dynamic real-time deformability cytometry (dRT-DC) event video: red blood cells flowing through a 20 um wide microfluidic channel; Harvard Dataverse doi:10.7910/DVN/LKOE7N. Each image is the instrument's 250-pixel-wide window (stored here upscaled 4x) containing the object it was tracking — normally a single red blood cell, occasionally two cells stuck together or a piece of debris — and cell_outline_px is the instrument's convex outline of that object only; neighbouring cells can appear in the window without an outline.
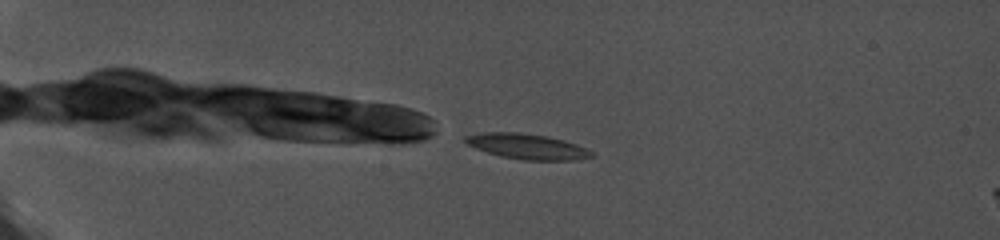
{"species": "common noctule bat (a hibernating species)", "species_latin": "Nyctalus noctula", "temperature_condition": "cold", "stored_images_in_passage": 66, "camera_frame_rate_fps": 5000, "um_per_image_px": 0.085, "animal": {"sex": "female", "body_mass_g": 19.0, "forearm_length_mm": 56.7}, "frame": {"image": 1, "passage_image": 1, "time_ms": 0.0, "image_size_px": [1000, 240], "cell_outline_px": [[596, 156], [576, 160], [524, 160], [500, 156], [476, 148], [468, 144], [464, 140], [464, 136], [480, 132], [520, 132], [548, 136], [564, 140], [588, 148]], "centroid_in_image_um": [44.84, 12.44], "position_along_channel_um": 40.2, "area_um2": 18.79}}
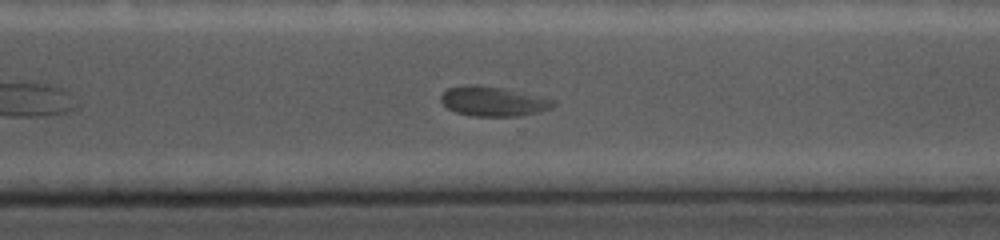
{"frame": {"image": 2, "passage_image": 50, "time_ms": 9.8, "image_size_px": [1000, 240], "cell_outline_px": [[556, 104], [552, 108], [520, 116], [472, 116], [456, 112], [448, 108], [440, 100], [440, 96], [448, 88], [464, 84], [476, 84], [504, 88], [556, 100]], "centroid_in_image_um": [41.91, 8.6], "position_along_channel_um": 328.7, "area_um2": 19.48}}
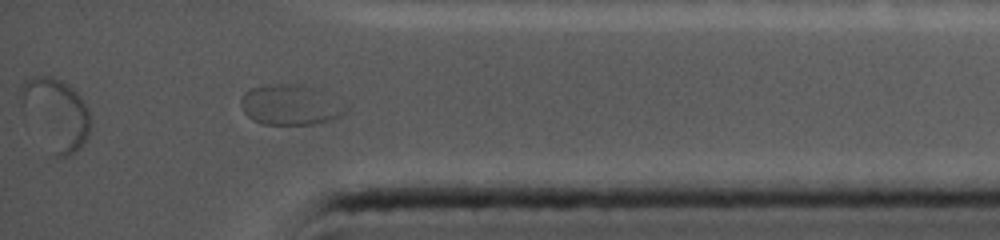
{"frame": {"image": 3, "passage_image": 61, "time_ms": 12.0, "image_size_px": [1000, 240], "cell_outline_px": [[352, 104], [348, 112], [332, 120], [316, 124], [264, 124], [252, 120], [244, 112], [240, 104], [240, 100], [244, 92], [252, 88], [272, 84], [304, 84], [316, 88]], "centroid_in_image_um": [24.8, 8.91], "position_along_channel_um": 410.4, "area_um2": 25.37}}